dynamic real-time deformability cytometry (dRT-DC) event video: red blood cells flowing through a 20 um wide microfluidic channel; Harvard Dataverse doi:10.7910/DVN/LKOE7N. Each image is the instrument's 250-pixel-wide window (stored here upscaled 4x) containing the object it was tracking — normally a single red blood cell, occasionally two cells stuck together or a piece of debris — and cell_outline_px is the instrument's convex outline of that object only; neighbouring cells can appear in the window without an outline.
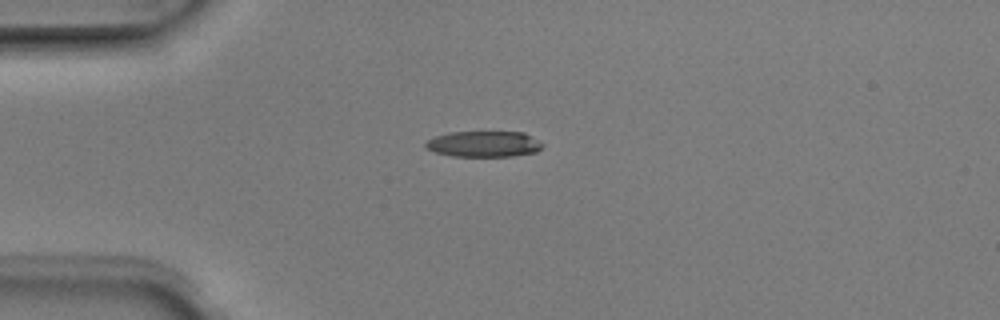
{"species": "Egyptian fruit bat (a non-hibernating species)", "species_latin": "Rousettus aegyptiacus", "temperature_condition": "room temperature", "stored_images_in_passage": 8, "camera_frame_rate_fps": 3000, "um_per_image_px": 0.085, "animal": {"sex": "male"}, "frame": {"image": 1, "passage_image": 5, "time_ms": 1.333, "image_size_px": [1000, 320], "cell_outline_px": [[544, 144], [536, 152], [512, 156], [452, 156], [436, 152], [424, 148], [424, 144], [428, 140], [436, 136], [448, 132], [524, 132], [532, 136]], "centroid_in_image_um": [41.12, 12.24], "position_along_channel_um": 43.9, "area_um2": 17.63}}
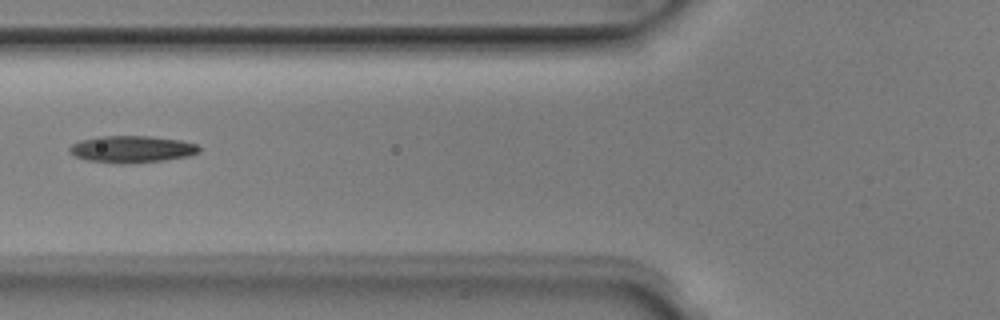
{"frame": {"image": 2, "passage_image": 7, "time_ms": 2.0, "image_size_px": [1000, 320], "cell_outline_px": [[200, 152], [188, 156], [164, 160], [124, 164], [120, 164], [88, 160], [76, 156], [68, 152], [68, 148], [72, 144], [80, 140], [100, 136], [152, 136], [180, 140], [196, 144], [200, 148]], "centroid_in_image_um": [11.2, 12.68], "position_along_channel_um": 114.6, "area_um2": 20.35}}
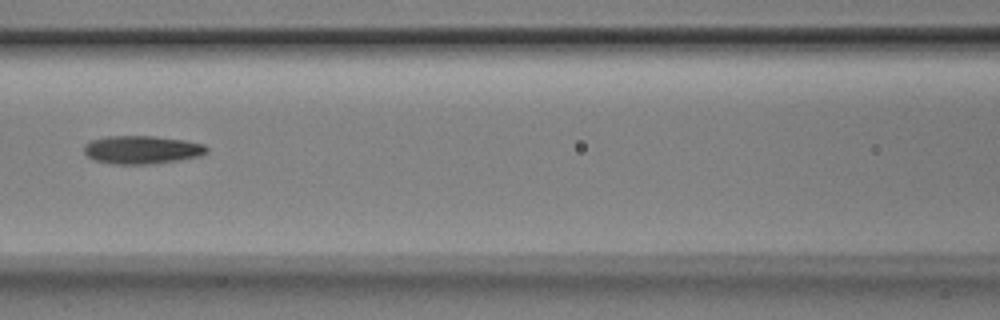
{"frame": {"image": 3, "passage_image": 8, "time_ms": 2.333, "image_size_px": [1000, 320], "cell_outline_px": [[208, 152], [200, 156], [180, 160], [152, 164], [112, 164], [92, 160], [84, 152], [84, 144], [88, 140], [108, 136], [156, 136], [184, 140], [204, 144], [208, 148]], "centroid_in_image_um": [12.04, 12.73], "position_along_channel_um": 154.6, "area_um2": 20.46}}